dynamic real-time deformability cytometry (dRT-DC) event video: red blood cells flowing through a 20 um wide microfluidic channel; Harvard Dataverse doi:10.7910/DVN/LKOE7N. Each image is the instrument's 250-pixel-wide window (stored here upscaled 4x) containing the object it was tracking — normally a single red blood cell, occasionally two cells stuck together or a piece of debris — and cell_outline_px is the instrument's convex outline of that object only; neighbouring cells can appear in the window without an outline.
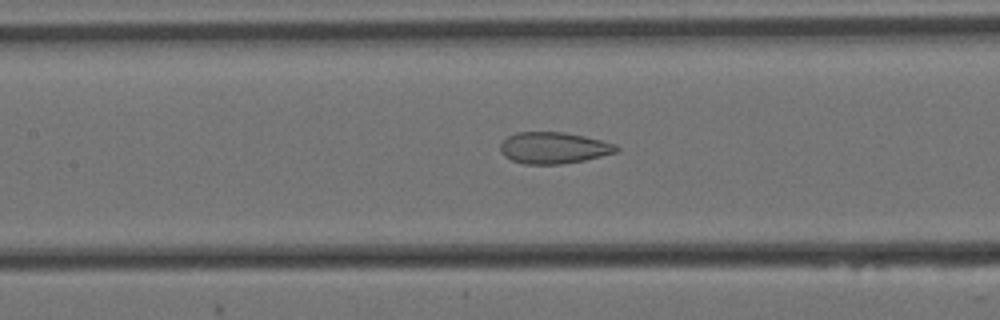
{"species": "Egyptian fruit bat (a non-hibernating species)", "species_latin": "Rousettus aegyptiacus", "temperature_condition": "cold", "stored_images_in_passage": 57, "camera_frame_rate_fps": 3000, "um_per_image_px": 0.085, "animal": {"sex": "female"}, "frame": {"image": 1, "passage_image": 25, "time_ms": 8.0, "image_size_px": [1000, 320], "cell_outline_px": [[620, 148], [616, 152], [584, 160], [560, 164], [524, 164], [512, 160], [504, 156], [500, 152], [500, 144], [508, 136], [516, 132], [564, 132], [584, 136], [616, 144]], "centroid_in_image_um": [47.04, 12.56], "position_along_channel_um": 160.4, "area_um2": 21.21}}
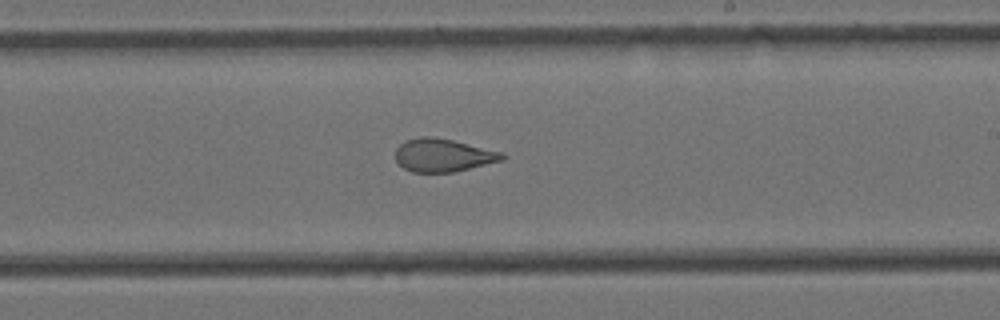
{"frame": {"image": 2, "passage_image": 33, "time_ms": 10.667, "image_size_px": [1000, 320], "cell_outline_px": [[504, 160], [452, 172], [412, 172], [404, 168], [396, 160], [396, 148], [400, 144], [408, 140], [420, 136], [432, 136], [452, 140], [504, 152]], "centroid_in_image_um": [37.67, 13.19], "position_along_channel_um": 251.3, "area_um2": 20.4}}
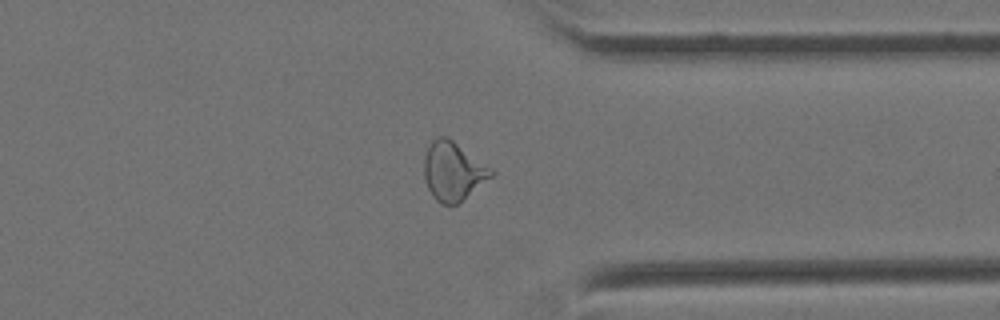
{"frame": {"image": 3, "passage_image": 44, "time_ms": 14.333, "image_size_px": [1000, 320], "cell_outline_px": [[496, 172], [492, 176], [456, 204], [440, 204], [432, 196], [428, 188], [424, 176], [424, 156], [432, 140], [436, 136], [448, 136], [492, 168]], "centroid_in_image_um": [38.5, 14.52], "position_along_channel_um": 372.9, "area_um2": 22.83}, "authors_computed_cell_mechanics": {"area_um2": 23.6402, "velocity_mm_per_s": 3.4302, "shape_relaxation_time_tau1_ms": null, "shape_relaxation_time_tau2_ms": 1.4319, "deformation_change_tau1": null, "deformation_change_tau2": 0.09}}